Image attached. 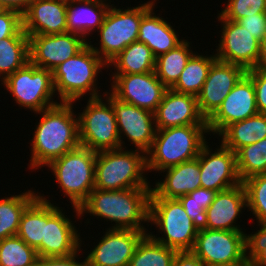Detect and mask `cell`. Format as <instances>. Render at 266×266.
Listing matches in <instances>:
<instances>
[{
    "mask_svg": "<svg viewBox=\"0 0 266 266\" xmlns=\"http://www.w3.org/2000/svg\"><path fill=\"white\" fill-rule=\"evenodd\" d=\"M172 266H205L192 251L177 252Z\"/></svg>",
    "mask_w": 266,
    "mask_h": 266,
    "instance_id": "cell-46",
    "label": "cell"
},
{
    "mask_svg": "<svg viewBox=\"0 0 266 266\" xmlns=\"http://www.w3.org/2000/svg\"><path fill=\"white\" fill-rule=\"evenodd\" d=\"M247 207L246 190L243 183L216 193L206 209L207 229L242 231L234 225L242 208Z\"/></svg>",
    "mask_w": 266,
    "mask_h": 266,
    "instance_id": "cell-23",
    "label": "cell"
},
{
    "mask_svg": "<svg viewBox=\"0 0 266 266\" xmlns=\"http://www.w3.org/2000/svg\"><path fill=\"white\" fill-rule=\"evenodd\" d=\"M96 154L97 152L80 145L48 165L61 191L71 200L77 217H80L79 207L95 188Z\"/></svg>",
    "mask_w": 266,
    "mask_h": 266,
    "instance_id": "cell-6",
    "label": "cell"
},
{
    "mask_svg": "<svg viewBox=\"0 0 266 266\" xmlns=\"http://www.w3.org/2000/svg\"><path fill=\"white\" fill-rule=\"evenodd\" d=\"M106 66L108 65L87 44L75 56L53 69L55 93L58 92L61 102L66 103L76 102L89 91L90 98L101 97L96 80L102 67Z\"/></svg>",
    "mask_w": 266,
    "mask_h": 266,
    "instance_id": "cell-5",
    "label": "cell"
},
{
    "mask_svg": "<svg viewBox=\"0 0 266 266\" xmlns=\"http://www.w3.org/2000/svg\"><path fill=\"white\" fill-rule=\"evenodd\" d=\"M103 101L102 97L89 98L86 108L77 116L80 145L95 152L121 148L112 104Z\"/></svg>",
    "mask_w": 266,
    "mask_h": 266,
    "instance_id": "cell-9",
    "label": "cell"
},
{
    "mask_svg": "<svg viewBox=\"0 0 266 266\" xmlns=\"http://www.w3.org/2000/svg\"><path fill=\"white\" fill-rule=\"evenodd\" d=\"M45 232L42 239V257L69 256L81 248L80 234L62 209L45 197Z\"/></svg>",
    "mask_w": 266,
    "mask_h": 266,
    "instance_id": "cell-17",
    "label": "cell"
},
{
    "mask_svg": "<svg viewBox=\"0 0 266 266\" xmlns=\"http://www.w3.org/2000/svg\"><path fill=\"white\" fill-rule=\"evenodd\" d=\"M189 47L190 42L183 40L174 49L156 57L154 72L167 88L176 83L189 59L195 54Z\"/></svg>",
    "mask_w": 266,
    "mask_h": 266,
    "instance_id": "cell-31",
    "label": "cell"
},
{
    "mask_svg": "<svg viewBox=\"0 0 266 266\" xmlns=\"http://www.w3.org/2000/svg\"><path fill=\"white\" fill-rule=\"evenodd\" d=\"M216 193L217 192L214 190L200 187L190 192L188 195L191 196L194 201H197L199 204H202L203 207L207 209L213 202Z\"/></svg>",
    "mask_w": 266,
    "mask_h": 266,
    "instance_id": "cell-45",
    "label": "cell"
},
{
    "mask_svg": "<svg viewBox=\"0 0 266 266\" xmlns=\"http://www.w3.org/2000/svg\"><path fill=\"white\" fill-rule=\"evenodd\" d=\"M38 257L37 250L17 235L0 241V266H35Z\"/></svg>",
    "mask_w": 266,
    "mask_h": 266,
    "instance_id": "cell-36",
    "label": "cell"
},
{
    "mask_svg": "<svg viewBox=\"0 0 266 266\" xmlns=\"http://www.w3.org/2000/svg\"><path fill=\"white\" fill-rule=\"evenodd\" d=\"M177 252L146 234L138 243L128 266H172Z\"/></svg>",
    "mask_w": 266,
    "mask_h": 266,
    "instance_id": "cell-34",
    "label": "cell"
},
{
    "mask_svg": "<svg viewBox=\"0 0 266 266\" xmlns=\"http://www.w3.org/2000/svg\"><path fill=\"white\" fill-rule=\"evenodd\" d=\"M223 266H253V264L251 262L250 257L248 256L244 261H241L233 265H223Z\"/></svg>",
    "mask_w": 266,
    "mask_h": 266,
    "instance_id": "cell-49",
    "label": "cell"
},
{
    "mask_svg": "<svg viewBox=\"0 0 266 266\" xmlns=\"http://www.w3.org/2000/svg\"><path fill=\"white\" fill-rule=\"evenodd\" d=\"M163 171H166V177L155 183L150 197L178 199L201 187L198 157Z\"/></svg>",
    "mask_w": 266,
    "mask_h": 266,
    "instance_id": "cell-24",
    "label": "cell"
},
{
    "mask_svg": "<svg viewBox=\"0 0 266 266\" xmlns=\"http://www.w3.org/2000/svg\"><path fill=\"white\" fill-rule=\"evenodd\" d=\"M236 167L241 182L266 174V138L240 148L236 152Z\"/></svg>",
    "mask_w": 266,
    "mask_h": 266,
    "instance_id": "cell-35",
    "label": "cell"
},
{
    "mask_svg": "<svg viewBox=\"0 0 266 266\" xmlns=\"http://www.w3.org/2000/svg\"><path fill=\"white\" fill-rule=\"evenodd\" d=\"M106 0H68L67 27L68 32L81 35L85 40L94 29L103 24L110 5Z\"/></svg>",
    "mask_w": 266,
    "mask_h": 266,
    "instance_id": "cell-25",
    "label": "cell"
},
{
    "mask_svg": "<svg viewBox=\"0 0 266 266\" xmlns=\"http://www.w3.org/2000/svg\"><path fill=\"white\" fill-rule=\"evenodd\" d=\"M37 196L38 193L29 190L0 199V241L17 235L22 213Z\"/></svg>",
    "mask_w": 266,
    "mask_h": 266,
    "instance_id": "cell-33",
    "label": "cell"
},
{
    "mask_svg": "<svg viewBox=\"0 0 266 266\" xmlns=\"http://www.w3.org/2000/svg\"><path fill=\"white\" fill-rule=\"evenodd\" d=\"M2 84L18 105L35 113L59 104L52 100L55 94L52 71L30 62L9 75Z\"/></svg>",
    "mask_w": 266,
    "mask_h": 266,
    "instance_id": "cell-10",
    "label": "cell"
},
{
    "mask_svg": "<svg viewBox=\"0 0 266 266\" xmlns=\"http://www.w3.org/2000/svg\"><path fill=\"white\" fill-rule=\"evenodd\" d=\"M76 252L69 256L38 257L35 266H87L86 258L83 262H77Z\"/></svg>",
    "mask_w": 266,
    "mask_h": 266,
    "instance_id": "cell-44",
    "label": "cell"
},
{
    "mask_svg": "<svg viewBox=\"0 0 266 266\" xmlns=\"http://www.w3.org/2000/svg\"><path fill=\"white\" fill-rule=\"evenodd\" d=\"M146 234L131 229H107L86 257L87 266H128L138 243Z\"/></svg>",
    "mask_w": 266,
    "mask_h": 266,
    "instance_id": "cell-19",
    "label": "cell"
},
{
    "mask_svg": "<svg viewBox=\"0 0 266 266\" xmlns=\"http://www.w3.org/2000/svg\"><path fill=\"white\" fill-rule=\"evenodd\" d=\"M257 13H266V0H228L219 14L226 20L237 22Z\"/></svg>",
    "mask_w": 266,
    "mask_h": 266,
    "instance_id": "cell-38",
    "label": "cell"
},
{
    "mask_svg": "<svg viewBox=\"0 0 266 266\" xmlns=\"http://www.w3.org/2000/svg\"><path fill=\"white\" fill-rule=\"evenodd\" d=\"M207 125H186L157 129L153 144L146 153L147 170L162 171L198 157L208 143Z\"/></svg>",
    "mask_w": 266,
    "mask_h": 266,
    "instance_id": "cell-3",
    "label": "cell"
},
{
    "mask_svg": "<svg viewBox=\"0 0 266 266\" xmlns=\"http://www.w3.org/2000/svg\"><path fill=\"white\" fill-rule=\"evenodd\" d=\"M150 222L165 236L157 237L148 233L156 242L178 252L192 251L198 230L178 199L150 197Z\"/></svg>",
    "mask_w": 266,
    "mask_h": 266,
    "instance_id": "cell-7",
    "label": "cell"
},
{
    "mask_svg": "<svg viewBox=\"0 0 266 266\" xmlns=\"http://www.w3.org/2000/svg\"><path fill=\"white\" fill-rule=\"evenodd\" d=\"M246 73L239 65L215 60L207 75L202 90L197 96L198 108L206 121L217 111L225 97Z\"/></svg>",
    "mask_w": 266,
    "mask_h": 266,
    "instance_id": "cell-18",
    "label": "cell"
},
{
    "mask_svg": "<svg viewBox=\"0 0 266 266\" xmlns=\"http://www.w3.org/2000/svg\"><path fill=\"white\" fill-rule=\"evenodd\" d=\"M219 136L221 144L236 153L240 148L266 138V114L258 113L228 125Z\"/></svg>",
    "mask_w": 266,
    "mask_h": 266,
    "instance_id": "cell-27",
    "label": "cell"
},
{
    "mask_svg": "<svg viewBox=\"0 0 266 266\" xmlns=\"http://www.w3.org/2000/svg\"><path fill=\"white\" fill-rule=\"evenodd\" d=\"M152 188L101 190L94 188L79 207L83 213L104 218L116 224L111 229H131L147 232L141 222H149V203ZM142 224V225H141Z\"/></svg>",
    "mask_w": 266,
    "mask_h": 266,
    "instance_id": "cell-2",
    "label": "cell"
},
{
    "mask_svg": "<svg viewBox=\"0 0 266 266\" xmlns=\"http://www.w3.org/2000/svg\"><path fill=\"white\" fill-rule=\"evenodd\" d=\"M258 67H266V33L265 37L260 43V57Z\"/></svg>",
    "mask_w": 266,
    "mask_h": 266,
    "instance_id": "cell-48",
    "label": "cell"
},
{
    "mask_svg": "<svg viewBox=\"0 0 266 266\" xmlns=\"http://www.w3.org/2000/svg\"><path fill=\"white\" fill-rule=\"evenodd\" d=\"M156 129L186 125H207L198 108L197 97L171 88L165 92L154 113Z\"/></svg>",
    "mask_w": 266,
    "mask_h": 266,
    "instance_id": "cell-21",
    "label": "cell"
},
{
    "mask_svg": "<svg viewBox=\"0 0 266 266\" xmlns=\"http://www.w3.org/2000/svg\"><path fill=\"white\" fill-rule=\"evenodd\" d=\"M3 10H5V8L1 5V3H0V13L3 11Z\"/></svg>",
    "mask_w": 266,
    "mask_h": 266,
    "instance_id": "cell-50",
    "label": "cell"
},
{
    "mask_svg": "<svg viewBox=\"0 0 266 266\" xmlns=\"http://www.w3.org/2000/svg\"><path fill=\"white\" fill-rule=\"evenodd\" d=\"M215 55L203 56L196 53L189 59L179 79L171 87L172 90L198 96L203 84L207 79L208 71L212 63L216 60Z\"/></svg>",
    "mask_w": 266,
    "mask_h": 266,
    "instance_id": "cell-32",
    "label": "cell"
},
{
    "mask_svg": "<svg viewBox=\"0 0 266 266\" xmlns=\"http://www.w3.org/2000/svg\"><path fill=\"white\" fill-rule=\"evenodd\" d=\"M237 22L261 43L266 33V13L245 16Z\"/></svg>",
    "mask_w": 266,
    "mask_h": 266,
    "instance_id": "cell-43",
    "label": "cell"
},
{
    "mask_svg": "<svg viewBox=\"0 0 266 266\" xmlns=\"http://www.w3.org/2000/svg\"><path fill=\"white\" fill-rule=\"evenodd\" d=\"M28 38L29 62L51 71L75 56L88 44L81 35L70 32L53 35H28Z\"/></svg>",
    "mask_w": 266,
    "mask_h": 266,
    "instance_id": "cell-15",
    "label": "cell"
},
{
    "mask_svg": "<svg viewBox=\"0 0 266 266\" xmlns=\"http://www.w3.org/2000/svg\"><path fill=\"white\" fill-rule=\"evenodd\" d=\"M222 23V34L217 60L242 66L245 70L258 67L260 42L238 22L217 17Z\"/></svg>",
    "mask_w": 266,
    "mask_h": 266,
    "instance_id": "cell-14",
    "label": "cell"
},
{
    "mask_svg": "<svg viewBox=\"0 0 266 266\" xmlns=\"http://www.w3.org/2000/svg\"><path fill=\"white\" fill-rule=\"evenodd\" d=\"M72 107L73 103L60 102L37 112L42 117L35 128L31 142L32 155L29 169L48 166L66 152L80 146L78 117L76 118Z\"/></svg>",
    "mask_w": 266,
    "mask_h": 266,
    "instance_id": "cell-1",
    "label": "cell"
},
{
    "mask_svg": "<svg viewBox=\"0 0 266 266\" xmlns=\"http://www.w3.org/2000/svg\"><path fill=\"white\" fill-rule=\"evenodd\" d=\"M243 231L203 229L192 252L205 266L233 265L249 256V234Z\"/></svg>",
    "mask_w": 266,
    "mask_h": 266,
    "instance_id": "cell-11",
    "label": "cell"
},
{
    "mask_svg": "<svg viewBox=\"0 0 266 266\" xmlns=\"http://www.w3.org/2000/svg\"><path fill=\"white\" fill-rule=\"evenodd\" d=\"M155 0L127 9L109 7L103 24L98 29L100 33V47L91 48L108 64L128 45L137 41L139 26L143 15L155 5Z\"/></svg>",
    "mask_w": 266,
    "mask_h": 266,
    "instance_id": "cell-8",
    "label": "cell"
},
{
    "mask_svg": "<svg viewBox=\"0 0 266 266\" xmlns=\"http://www.w3.org/2000/svg\"><path fill=\"white\" fill-rule=\"evenodd\" d=\"M246 74L252 79L254 84L258 112L266 114V67L246 70Z\"/></svg>",
    "mask_w": 266,
    "mask_h": 266,
    "instance_id": "cell-40",
    "label": "cell"
},
{
    "mask_svg": "<svg viewBox=\"0 0 266 266\" xmlns=\"http://www.w3.org/2000/svg\"><path fill=\"white\" fill-rule=\"evenodd\" d=\"M124 148L100 151L95 160V188L121 190L151 188L143 173L147 172L146 153ZM143 155H142V154Z\"/></svg>",
    "mask_w": 266,
    "mask_h": 266,
    "instance_id": "cell-4",
    "label": "cell"
},
{
    "mask_svg": "<svg viewBox=\"0 0 266 266\" xmlns=\"http://www.w3.org/2000/svg\"><path fill=\"white\" fill-rule=\"evenodd\" d=\"M68 0H33L22 14L27 35H53L68 32Z\"/></svg>",
    "mask_w": 266,
    "mask_h": 266,
    "instance_id": "cell-22",
    "label": "cell"
},
{
    "mask_svg": "<svg viewBox=\"0 0 266 266\" xmlns=\"http://www.w3.org/2000/svg\"><path fill=\"white\" fill-rule=\"evenodd\" d=\"M29 62V38L23 27L12 37L0 40V81Z\"/></svg>",
    "mask_w": 266,
    "mask_h": 266,
    "instance_id": "cell-30",
    "label": "cell"
},
{
    "mask_svg": "<svg viewBox=\"0 0 266 266\" xmlns=\"http://www.w3.org/2000/svg\"><path fill=\"white\" fill-rule=\"evenodd\" d=\"M45 232V200L39 195L21 215L17 236L37 250L42 257V239Z\"/></svg>",
    "mask_w": 266,
    "mask_h": 266,
    "instance_id": "cell-29",
    "label": "cell"
},
{
    "mask_svg": "<svg viewBox=\"0 0 266 266\" xmlns=\"http://www.w3.org/2000/svg\"><path fill=\"white\" fill-rule=\"evenodd\" d=\"M249 257L253 266H266V224L249 235Z\"/></svg>",
    "mask_w": 266,
    "mask_h": 266,
    "instance_id": "cell-39",
    "label": "cell"
},
{
    "mask_svg": "<svg viewBox=\"0 0 266 266\" xmlns=\"http://www.w3.org/2000/svg\"><path fill=\"white\" fill-rule=\"evenodd\" d=\"M206 143L200 150L201 187L216 192L241 184L236 167V153L222 144L212 153Z\"/></svg>",
    "mask_w": 266,
    "mask_h": 266,
    "instance_id": "cell-20",
    "label": "cell"
},
{
    "mask_svg": "<svg viewBox=\"0 0 266 266\" xmlns=\"http://www.w3.org/2000/svg\"><path fill=\"white\" fill-rule=\"evenodd\" d=\"M252 79L245 73L207 120L208 131L220 134L228 125L258 114Z\"/></svg>",
    "mask_w": 266,
    "mask_h": 266,
    "instance_id": "cell-16",
    "label": "cell"
},
{
    "mask_svg": "<svg viewBox=\"0 0 266 266\" xmlns=\"http://www.w3.org/2000/svg\"><path fill=\"white\" fill-rule=\"evenodd\" d=\"M23 27L22 14L13 9L0 13V40L14 36Z\"/></svg>",
    "mask_w": 266,
    "mask_h": 266,
    "instance_id": "cell-42",
    "label": "cell"
},
{
    "mask_svg": "<svg viewBox=\"0 0 266 266\" xmlns=\"http://www.w3.org/2000/svg\"><path fill=\"white\" fill-rule=\"evenodd\" d=\"M108 93L106 91L104 94L106 100L112 104L115 113L121 148L125 143L121 140L123 139L121 135L124 134L123 136H127L135 148L137 147V150L147 153L153 144L157 130L154 113L121 102L111 93Z\"/></svg>",
    "mask_w": 266,
    "mask_h": 266,
    "instance_id": "cell-13",
    "label": "cell"
},
{
    "mask_svg": "<svg viewBox=\"0 0 266 266\" xmlns=\"http://www.w3.org/2000/svg\"><path fill=\"white\" fill-rule=\"evenodd\" d=\"M33 0H0L5 9H13L23 14L30 6Z\"/></svg>",
    "mask_w": 266,
    "mask_h": 266,
    "instance_id": "cell-47",
    "label": "cell"
},
{
    "mask_svg": "<svg viewBox=\"0 0 266 266\" xmlns=\"http://www.w3.org/2000/svg\"><path fill=\"white\" fill-rule=\"evenodd\" d=\"M151 7L142 17L137 41L145 43L155 57L174 49L184 39H179L175 29L164 20L154 15Z\"/></svg>",
    "mask_w": 266,
    "mask_h": 266,
    "instance_id": "cell-26",
    "label": "cell"
},
{
    "mask_svg": "<svg viewBox=\"0 0 266 266\" xmlns=\"http://www.w3.org/2000/svg\"><path fill=\"white\" fill-rule=\"evenodd\" d=\"M110 93L119 101L155 113L167 87L155 72L113 74Z\"/></svg>",
    "mask_w": 266,
    "mask_h": 266,
    "instance_id": "cell-12",
    "label": "cell"
},
{
    "mask_svg": "<svg viewBox=\"0 0 266 266\" xmlns=\"http://www.w3.org/2000/svg\"><path fill=\"white\" fill-rule=\"evenodd\" d=\"M156 57L151 49L142 42L134 41L114 57L107 65L117 71L113 74H141L153 72Z\"/></svg>",
    "mask_w": 266,
    "mask_h": 266,
    "instance_id": "cell-28",
    "label": "cell"
},
{
    "mask_svg": "<svg viewBox=\"0 0 266 266\" xmlns=\"http://www.w3.org/2000/svg\"><path fill=\"white\" fill-rule=\"evenodd\" d=\"M178 200L193 221L194 227L198 231L207 229V214L203 205L199 204L197 201H194V199L188 194L179 197Z\"/></svg>",
    "mask_w": 266,
    "mask_h": 266,
    "instance_id": "cell-41",
    "label": "cell"
},
{
    "mask_svg": "<svg viewBox=\"0 0 266 266\" xmlns=\"http://www.w3.org/2000/svg\"><path fill=\"white\" fill-rule=\"evenodd\" d=\"M247 208L258 220V226L266 224V174H259L244 180Z\"/></svg>",
    "mask_w": 266,
    "mask_h": 266,
    "instance_id": "cell-37",
    "label": "cell"
}]
</instances>
